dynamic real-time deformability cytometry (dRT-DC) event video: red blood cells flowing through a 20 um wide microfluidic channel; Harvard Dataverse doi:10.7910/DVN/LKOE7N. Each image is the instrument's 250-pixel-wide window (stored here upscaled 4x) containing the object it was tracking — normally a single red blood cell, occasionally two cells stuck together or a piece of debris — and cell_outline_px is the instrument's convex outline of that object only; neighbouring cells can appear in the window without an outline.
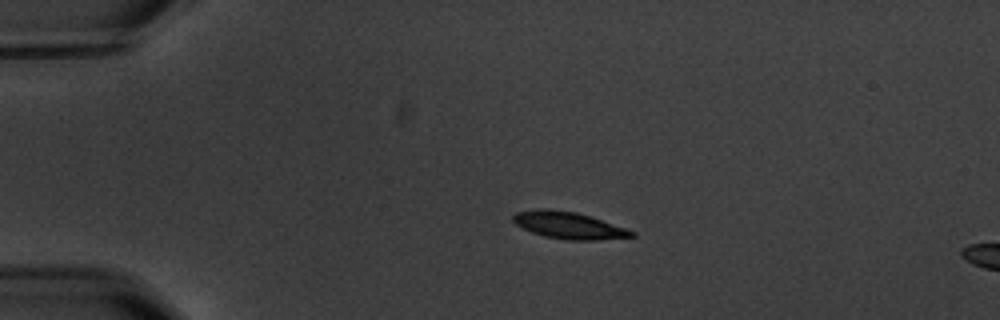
{"species": "common noctule bat (a hibernating species)", "species_latin": "Nyctalus noctula", "temperature_condition": "warm", "stored_images_in_passage": 2, "camera_frame_rate_fps": 3000, "um_per_image_px": 0.085, "animal": {"sex": "male", "body_mass_g": 20.1, "forearm_length_mm": 53.5}, "frame": {"image": 1, "passage_image": 1, "time_ms": 0.0, "image_size_px": [1000, 320], "cell_outline_px": [[636, 236], [596, 240], [564, 240], [544, 236], [532, 232], [516, 224], [512, 220], [512, 216], [516, 212], [544, 208], [576, 212], [636, 232]], "centroid_in_image_um": [48.31, 19.16], "position_along_channel_um": 36.7, "area_um2": 18.26}}